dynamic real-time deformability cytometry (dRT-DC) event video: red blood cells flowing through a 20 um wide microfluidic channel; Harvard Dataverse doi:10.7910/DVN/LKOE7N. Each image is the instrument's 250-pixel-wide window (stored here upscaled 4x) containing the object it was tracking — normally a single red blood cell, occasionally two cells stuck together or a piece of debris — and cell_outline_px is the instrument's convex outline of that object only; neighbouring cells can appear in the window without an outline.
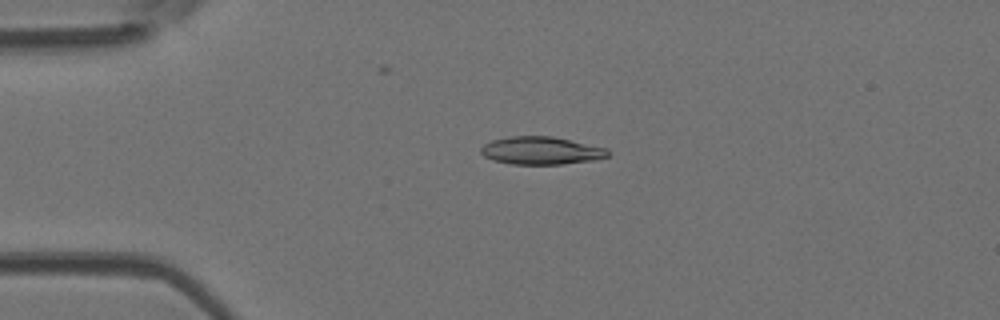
{"species": "Egyptian fruit bat (a non-hibernating species)", "species_latin": "Rousettus aegyptiacus", "temperature_condition": "room temperature", "stored_images_in_passage": 46, "camera_frame_rate_fps": 3000, "um_per_image_px": 0.085, "animal": {"sex": "female"}, "frame": {"image": 1, "passage_image": 7, "time_ms": 2.0, "image_size_px": [1000, 320], "cell_outline_px": [[612, 152], [608, 156], [592, 160], [560, 164], [512, 164], [492, 160], [484, 156], [480, 152], [480, 148], [484, 144], [492, 140], [508, 136], [552, 136], [608, 148]], "centroid_in_image_um": [45.99, 12.79], "position_along_channel_um": 39.0, "area_um2": 20.63}}
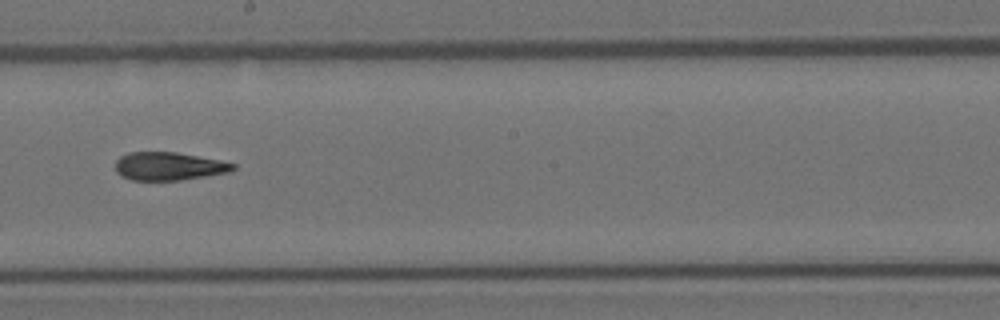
{"frame": {"image": 2, "passage_image": 24, "time_ms": 7.667, "image_size_px": [1000, 320], "cell_outline_px": [[236, 168], [232, 172], [180, 180], [132, 180], [120, 176], [116, 172], [116, 160], [120, 156], [128, 152], [176, 152], [220, 160], [236, 164]], "centroid_in_image_um": [14.36, 14.13], "position_along_channel_um": 233.8, "area_um2": 19.42}}
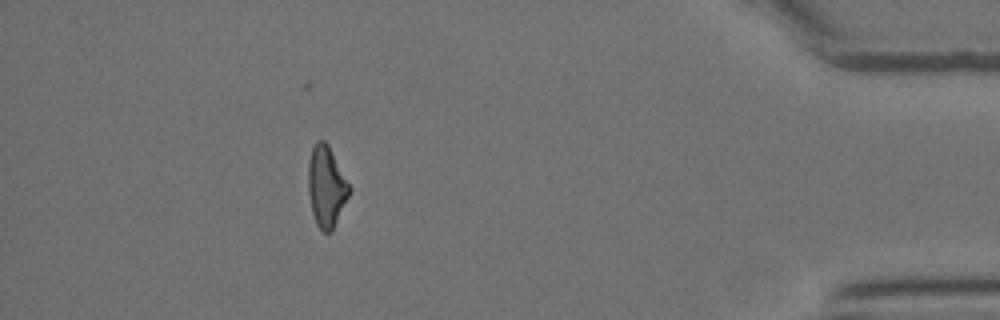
{"frame": {"image": 3, "passage_image": 41, "time_ms": 13.333, "image_size_px": [1000, 320], "cell_outline_px": [[352, 188], [332, 232], [324, 232], [316, 224], [312, 212], [308, 192], [308, 160], [312, 148], [316, 140], [324, 140], [328, 144]], "centroid_in_image_um": [27.74, 15.84], "position_along_channel_um": 407.5, "area_um2": 19.48}, "authors_computed_cell_mechanics": {"area_um2": 20.1144, "velocity_mm_per_s": 3.9851, "shape_relaxation_time_tau1_ms": 6.1624, "shape_relaxation_time_tau2_ms": 3.6578, "deformation_change_tau1": 0.2002, "deformation_change_tau2": 0.1359}}